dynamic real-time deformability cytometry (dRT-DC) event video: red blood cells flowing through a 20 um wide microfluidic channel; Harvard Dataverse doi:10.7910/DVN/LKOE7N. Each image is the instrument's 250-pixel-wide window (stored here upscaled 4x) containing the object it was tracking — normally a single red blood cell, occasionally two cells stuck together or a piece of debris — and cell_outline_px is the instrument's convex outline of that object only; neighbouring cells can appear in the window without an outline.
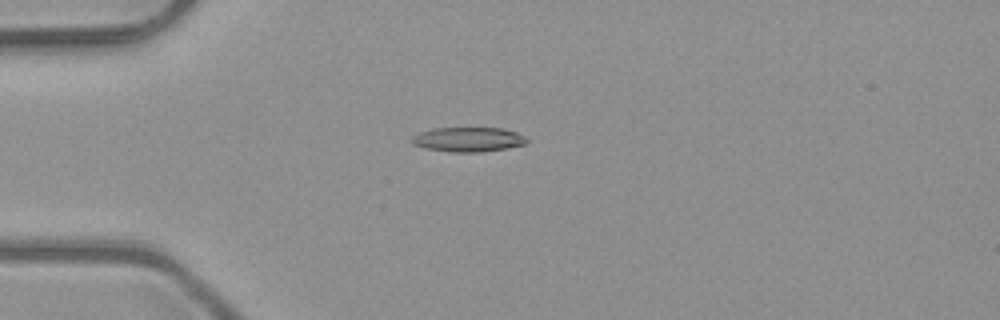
{"species": "common noctule bat (a hibernating species)", "species_latin": "Nyctalus noctula", "temperature_condition": "room temperature", "stored_images_in_passage": 6, "camera_frame_rate_fps": 3000, "um_per_image_px": 0.085, "animal": {"sex": "male", "body_mass_g": 23.1, "forearm_length_mm": 52.7}, "frame": {"image": 1, "passage_image": 4, "time_ms": 1.0, "image_size_px": [1000, 320], "cell_outline_px": [[528, 144], [508, 148], [480, 152], [448, 152], [424, 148], [412, 144], [412, 136], [420, 132], [432, 128], [504, 128], [516, 132], [524, 136], [528, 140]], "centroid_in_image_um": [39.81, 11.86], "position_along_channel_um": 45.2, "area_um2": 16.65}}
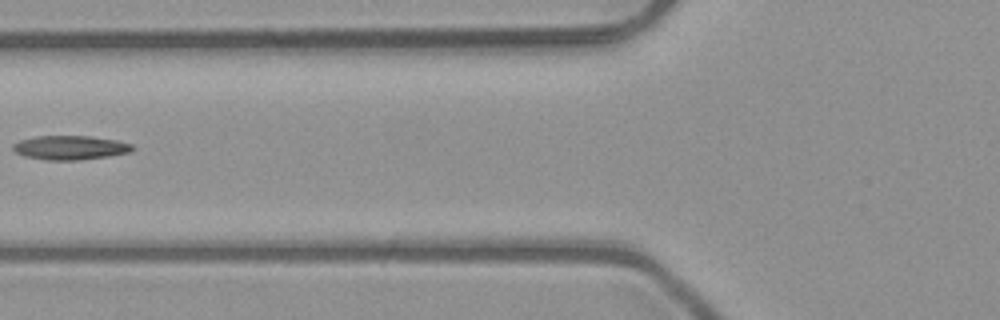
{"frame": {"image": 2, "passage_image": 6, "time_ms": 1.667, "image_size_px": [1000, 320], "cell_outline_px": [[136, 148], [132, 152], [108, 156], [80, 160], [44, 160], [24, 156], [16, 152], [12, 148], [12, 144], [20, 140], [36, 136], [88, 136], [116, 140], [132, 144]], "centroid_in_image_um": [5.98, 12.55], "position_along_channel_um": 119.8, "area_um2": 16.88}}